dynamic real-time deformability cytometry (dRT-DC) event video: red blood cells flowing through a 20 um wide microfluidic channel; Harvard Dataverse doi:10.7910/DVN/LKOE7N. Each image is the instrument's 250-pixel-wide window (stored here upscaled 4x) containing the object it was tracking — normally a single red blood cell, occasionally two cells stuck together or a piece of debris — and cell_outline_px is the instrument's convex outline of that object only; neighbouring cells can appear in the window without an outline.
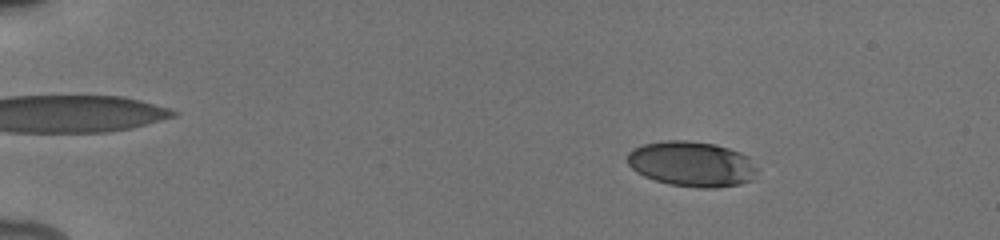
{"species": "human", "species_latin": "Homo sapiens", "temperature_condition": "cold", "stored_images_in_passage": 42, "camera_frame_rate_fps": 3000, "um_per_image_px": 0.085, "donor": {"sex": "male"}, "frame": {"image": 1, "passage_image": 13, "time_ms": 3.0, "image_size_px": [1000, 240], "cell_outline_px": [[760, 168], [752, 180], [740, 184], [716, 188], [700, 188], [668, 184], [644, 176], [636, 172], [628, 164], [628, 152], [644, 144], [664, 140], [688, 140], [716, 144], [740, 152], [748, 156]], "centroid_in_image_um": [58.85, 13.94], "position_along_channel_um": 26.1, "area_um2": 34.56}}
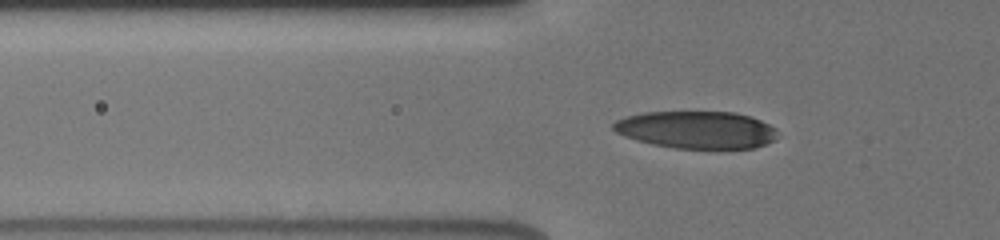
{"frame": {"image": 2, "passage_image": 30, "time_ms": 6.667, "image_size_px": [1000, 240], "cell_outline_px": [[776, 140], [756, 148], [676, 148], [652, 144], [636, 140], [624, 136], [616, 132], [612, 128], [612, 124], [616, 120], [628, 116], [644, 112], [736, 112], [760, 120], [776, 128]], "centroid_in_image_um": [59.21, 11.03], "position_along_channel_um": 66.6, "area_um2": 35.72}}
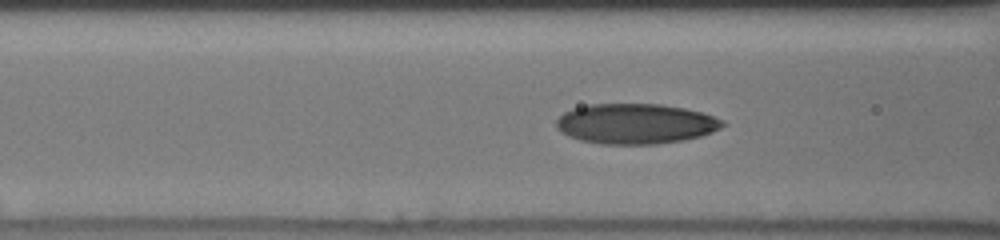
{"frame": {"image": 3, "passage_image": 37, "time_ms": 8.0, "image_size_px": [1000, 240], "cell_outline_px": [[728, 124], [712, 132], [700, 136], [684, 140], [656, 144], [600, 144], [580, 140], [568, 136], [560, 132], [556, 128], [556, 120], [564, 112], [572, 108], [588, 104], [660, 104], [684, 108], [700, 112], [724, 120]], "centroid_in_image_um": [54.01, 10.52], "position_along_channel_um": 112.6, "area_um2": 39.19}}